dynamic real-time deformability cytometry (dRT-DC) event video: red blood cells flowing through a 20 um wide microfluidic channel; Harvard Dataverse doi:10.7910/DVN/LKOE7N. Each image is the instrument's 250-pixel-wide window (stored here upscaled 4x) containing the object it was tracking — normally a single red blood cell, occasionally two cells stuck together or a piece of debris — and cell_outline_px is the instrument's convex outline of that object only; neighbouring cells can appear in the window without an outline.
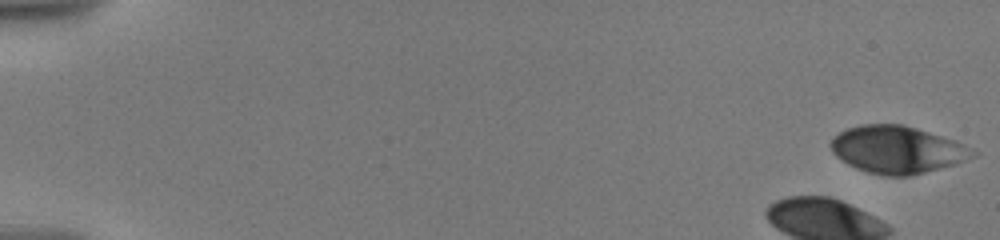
{"species": "human", "species_latin": "Homo sapiens", "temperature_condition": "warm", "stored_images_in_passage": 36, "camera_frame_rate_fps": 3000, "um_per_image_px": 0.085, "donor": {"sex": "male"}, "frame": {"image": 1, "passage_image": 1, "time_ms": 0.0, "image_size_px": [1000, 240], "cell_outline_px": [[980, 152], [976, 156], [956, 164], [908, 176], [884, 176], [868, 172], [856, 168], [848, 164], [836, 156], [832, 152], [828, 144], [840, 132], [848, 128], [860, 124], [904, 124], [956, 140]], "centroid_in_image_um": [76.29, 12.71], "position_along_channel_um": 8.7, "area_um2": 39.36}}
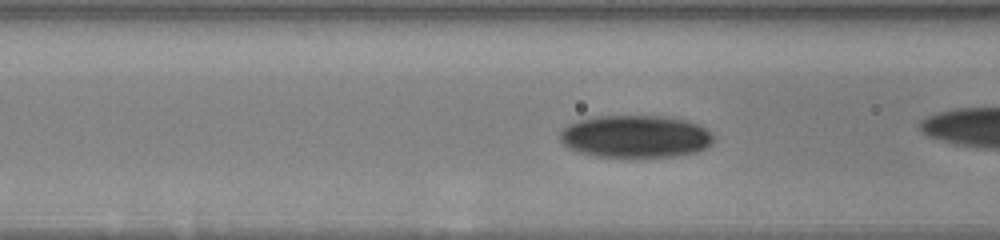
{"frame": {"image": 2, "passage_image": 22, "time_ms": 7.0, "image_size_px": [1000, 240], "cell_outline_px": [[712, 144], [696, 152], [680, 156], [628, 160], [596, 156], [580, 152], [564, 144], [560, 140], [560, 132], [568, 124], [580, 120], [596, 116], [664, 116], [688, 120], [700, 124], [712, 132]], "centroid_in_image_um": [54.06, 11.64], "position_along_channel_um": 112.5, "area_um2": 39.07}}
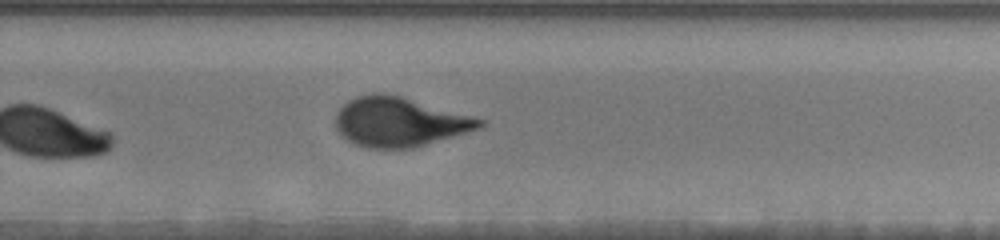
{"frame": {"image": 3, "passage_image": 36, "time_ms": 13.0, "image_size_px": [1000, 240], "cell_outline_px": [[488, 120], [480, 128], [412, 148], [368, 148], [356, 144], [348, 140], [336, 128], [336, 112], [348, 100], [356, 96], [372, 92], [384, 92], [400, 96]], "centroid_in_image_um": [33.95, 10.34], "position_along_channel_um": 295.9, "area_um2": 41.27}}